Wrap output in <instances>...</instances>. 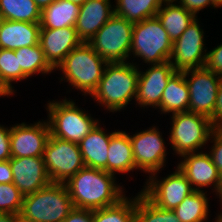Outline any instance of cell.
<instances>
[{
    "label": "cell",
    "mask_w": 222,
    "mask_h": 222,
    "mask_svg": "<svg viewBox=\"0 0 222 222\" xmlns=\"http://www.w3.org/2000/svg\"><path fill=\"white\" fill-rule=\"evenodd\" d=\"M114 182L113 174L84 167L64 184L74 208L95 210L115 205L124 198L120 186Z\"/></svg>",
    "instance_id": "cell-1"
},
{
    "label": "cell",
    "mask_w": 222,
    "mask_h": 222,
    "mask_svg": "<svg viewBox=\"0 0 222 222\" xmlns=\"http://www.w3.org/2000/svg\"><path fill=\"white\" fill-rule=\"evenodd\" d=\"M93 97L110 111H118L137 95L139 71L131 63L108 62ZM131 99V100H130Z\"/></svg>",
    "instance_id": "cell-2"
},
{
    "label": "cell",
    "mask_w": 222,
    "mask_h": 222,
    "mask_svg": "<svg viewBox=\"0 0 222 222\" xmlns=\"http://www.w3.org/2000/svg\"><path fill=\"white\" fill-rule=\"evenodd\" d=\"M74 205L64 183H51L23 197L20 217L30 222H63Z\"/></svg>",
    "instance_id": "cell-3"
},
{
    "label": "cell",
    "mask_w": 222,
    "mask_h": 222,
    "mask_svg": "<svg viewBox=\"0 0 222 222\" xmlns=\"http://www.w3.org/2000/svg\"><path fill=\"white\" fill-rule=\"evenodd\" d=\"M107 63L88 42H81L57 68L63 71L71 85L85 94L92 95L99 85Z\"/></svg>",
    "instance_id": "cell-4"
},
{
    "label": "cell",
    "mask_w": 222,
    "mask_h": 222,
    "mask_svg": "<svg viewBox=\"0 0 222 222\" xmlns=\"http://www.w3.org/2000/svg\"><path fill=\"white\" fill-rule=\"evenodd\" d=\"M172 44L157 17L134 23L130 51L142 57L146 63L154 65L169 61Z\"/></svg>",
    "instance_id": "cell-5"
},
{
    "label": "cell",
    "mask_w": 222,
    "mask_h": 222,
    "mask_svg": "<svg viewBox=\"0 0 222 222\" xmlns=\"http://www.w3.org/2000/svg\"><path fill=\"white\" fill-rule=\"evenodd\" d=\"M49 128L50 135L72 143L79 142L98 124L82 110L75 106L73 101L66 99L63 102H50Z\"/></svg>",
    "instance_id": "cell-6"
},
{
    "label": "cell",
    "mask_w": 222,
    "mask_h": 222,
    "mask_svg": "<svg viewBox=\"0 0 222 222\" xmlns=\"http://www.w3.org/2000/svg\"><path fill=\"white\" fill-rule=\"evenodd\" d=\"M133 25L114 14L88 43L107 62H126L131 53Z\"/></svg>",
    "instance_id": "cell-7"
},
{
    "label": "cell",
    "mask_w": 222,
    "mask_h": 222,
    "mask_svg": "<svg viewBox=\"0 0 222 222\" xmlns=\"http://www.w3.org/2000/svg\"><path fill=\"white\" fill-rule=\"evenodd\" d=\"M171 118V144L181 157L204 146L214 130L211 119L202 114L181 112L174 113Z\"/></svg>",
    "instance_id": "cell-8"
},
{
    "label": "cell",
    "mask_w": 222,
    "mask_h": 222,
    "mask_svg": "<svg viewBox=\"0 0 222 222\" xmlns=\"http://www.w3.org/2000/svg\"><path fill=\"white\" fill-rule=\"evenodd\" d=\"M43 159L52 183H65L85 167L78 144L51 135Z\"/></svg>",
    "instance_id": "cell-9"
},
{
    "label": "cell",
    "mask_w": 222,
    "mask_h": 222,
    "mask_svg": "<svg viewBox=\"0 0 222 222\" xmlns=\"http://www.w3.org/2000/svg\"><path fill=\"white\" fill-rule=\"evenodd\" d=\"M182 72L187 75L191 72V78L186 79L190 93L189 112L211 118L214 115L217 91L222 76L205 67L188 69Z\"/></svg>",
    "instance_id": "cell-10"
},
{
    "label": "cell",
    "mask_w": 222,
    "mask_h": 222,
    "mask_svg": "<svg viewBox=\"0 0 222 222\" xmlns=\"http://www.w3.org/2000/svg\"><path fill=\"white\" fill-rule=\"evenodd\" d=\"M203 30L200 29L195 19L172 44L170 63L176 71L202 68L206 61L203 55ZM174 59V61H171Z\"/></svg>",
    "instance_id": "cell-11"
},
{
    "label": "cell",
    "mask_w": 222,
    "mask_h": 222,
    "mask_svg": "<svg viewBox=\"0 0 222 222\" xmlns=\"http://www.w3.org/2000/svg\"><path fill=\"white\" fill-rule=\"evenodd\" d=\"M149 178L142 193L157 207L164 210H174L187 196L195 190L179 168L163 181ZM153 177V178H152Z\"/></svg>",
    "instance_id": "cell-12"
},
{
    "label": "cell",
    "mask_w": 222,
    "mask_h": 222,
    "mask_svg": "<svg viewBox=\"0 0 222 222\" xmlns=\"http://www.w3.org/2000/svg\"><path fill=\"white\" fill-rule=\"evenodd\" d=\"M129 137L136 168L155 176L166 158L165 143L160 132L153 127Z\"/></svg>",
    "instance_id": "cell-13"
},
{
    "label": "cell",
    "mask_w": 222,
    "mask_h": 222,
    "mask_svg": "<svg viewBox=\"0 0 222 222\" xmlns=\"http://www.w3.org/2000/svg\"><path fill=\"white\" fill-rule=\"evenodd\" d=\"M50 137L48 122L34 125L17 124L10 128L11 157H43Z\"/></svg>",
    "instance_id": "cell-14"
},
{
    "label": "cell",
    "mask_w": 222,
    "mask_h": 222,
    "mask_svg": "<svg viewBox=\"0 0 222 222\" xmlns=\"http://www.w3.org/2000/svg\"><path fill=\"white\" fill-rule=\"evenodd\" d=\"M13 184L23 196L30 195L51 184L43 157H14L10 159Z\"/></svg>",
    "instance_id": "cell-15"
},
{
    "label": "cell",
    "mask_w": 222,
    "mask_h": 222,
    "mask_svg": "<svg viewBox=\"0 0 222 222\" xmlns=\"http://www.w3.org/2000/svg\"><path fill=\"white\" fill-rule=\"evenodd\" d=\"M177 71L170 61L154 64L146 72H139L136 101L139 105L160 106V101L169 79Z\"/></svg>",
    "instance_id": "cell-16"
},
{
    "label": "cell",
    "mask_w": 222,
    "mask_h": 222,
    "mask_svg": "<svg viewBox=\"0 0 222 222\" xmlns=\"http://www.w3.org/2000/svg\"><path fill=\"white\" fill-rule=\"evenodd\" d=\"M82 41L75 26L61 29L41 28L39 44L46 60L55 69Z\"/></svg>",
    "instance_id": "cell-17"
},
{
    "label": "cell",
    "mask_w": 222,
    "mask_h": 222,
    "mask_svg": "<svg viewBox=\"0 0 222 222\" xmlns=\"http://www.w3.org/2000/svg\"><path fill=\"white\" fill-rule=\"evenodd\" d=\"M184 161L178 164L179 170L186 176L194 190L200 187L211 185L212 183L217 193L222 189V179L217 167L214 165L210 154L190 153L183 155ZM198 186V188L193 187Z\"/></svg>",
    "instance_id": "cell-18"
},
{
    "label": "cell",
    "mask_w": 222,
    "mask_h": 222,
    "mask_svg": "<svg viewBox=\"0 0 222 222\" xmlns=\"http://www.w3.org/2000/svg\"><path fill=\"white\" fill-rule=\"evenodd\" d=\"M110 0H87L80 6L75 24L78 38L88 42L97 31L115 14Z\"/></svg>",
    "instance_id": "cell-19"
},
{
    "label": "cell",
    "mask_w": 222,
    "mask_h": 222,
    "mask_svg": "<svg viewBox=\"0 0 222 222\" xmlns=\"http://www.w3.org/2000/svg\"><path fill=\"white\" fill-rule=\"evenodd\" d=\"M40 23L3 20L0 25V48L16 50L39 44Z\"/></svg>",
    "instance_id": "cell-20"
},
{
    "label": "cell",
    "mask_w": 222,
    "mask_h": 222,
    "mask_svg": "<svg viewBox=\"0 0 222 222\" xmlns=\"http://www.w3.org/2000/svg\"><path fill=\"white\" fill-rule=\"evenodd\" d=\"M97 124L78 144L85 167L107 172L108 147L111 133L106 134Z\"/></svg>",
    "instance_id": "cell-21"
},
{
    "label": "cell",
    "mask_w": 222,
    "mask_h": 222,
    "mask_svg": "<svg viewBox=\"0 0 222 222\" xmlns=\"http://www.w3.org/2000/svg\"><path fill=\"white\" fill-rule=\"evenodd\" d=\"M136 169L130 137L127 133L112 132L108 147L107 172L125 173Z\"/></svg>",
    "instance_id": "cell-22"
},
{
    "label": "cell",
    "mask_w": 222,
    "mask_h": 222,
    "mask_svg": "<svg viewBox=\"0 0 222 222\" xmlns=\"http://www.w3.org/2000/svg\"><path fill=\"white\" fill-rule=\"evenodd\" d=\"M187 74L177 71L168 81L164 89L159 108L163 113L189 112V87Z\"/></svg>",
    "instance_id": "cell-23"
},
{
    "label": "cell",
    "mask_w": 222,
    "mask_h": 222,
    "mask_svg": "<svg viewBox=\"0 0 222 222\" xmlns=\"http://www.w3.org/2000/svg\"><path fill=\"white\" fill-rule=\"evenodd\" d=\"M80 6L68 0H55L41 10V28L61 29L75 26Z\"/></svg>",
    "instance_id": "cell-24"
},
{
    "label": "cell",
    "mask_w": 222,
    "mask_h": 222,
    "mask_svg": "<svg viewBox=\"0 0 222 222\" xmlns=\"http://www.w3.org/2000/svg\"><path fill=\"white\" fill-rule=\"evenodd\" d=\"M175 0H165V8L161 6L156 17L168 33L172 42L177 40L196 16L186 11L181 5L172 4Z\"/></svg>",
    "instance_id": "cell-25"
},
{
    "label": "cell",
    "mask_w": 222,
    "mask_h": 222,
    "mask_svg": "<svg viewBox=\"0 0 222 222\" xmlns=\"http://www.w3.org/2000/svg\"><path fill=\"white\" fill-rule=\"evenodd\" d=\"M114 13L132 23L156 17L165 0H117Z\"/></svg>",
    "instance_id": "cell-26"
},
{
    "label": "cell",
    "mask_w": 222,
    "mask_h": 222,
    "mask_svg": "<svg viewBox=\"0 0 222 222\" xmlns=\"http://www.w3.org/2000/svg\"><path fill=\"white\" fill-rule=\"evenodd\" d=\"M181 222H203L208 216V200L202 190H195L174 210Z\"/></svg>",
    "instance_id": "cell-27"
},
{
    "label": "cell",
    "mask_w": 222,
    "mask_h": 222,
    "mask_svg": "<svg viewBox=\"0 0 222 222\" xmlns=\"http://www.w3.org/2000/svg\"><path fill=\"white\" fill-rule=\"evenodd\" d=\"M5 20L40 23L41 9L34 0H0Z\"/></svg>",
    "instance_id": "cell-28"
},
{
    "label": "cell",
    "mask_w": 222,
    "mask_h": 222,
    "mask_svg": "<svg viewBox=\"0 0 222 222\" xmlns=\"http://www.w3.org/2000/svg\"><path fill=\"white\" fill-rule=\"evenodd\" d=\"M15 56H18V68L27 77L37 72L48 73L54 70L46 60L40 44L16 49Z\"/></svg>",
    "instance_id": "cell-29"
},
{
    "label": "cell",
    "mask_w": 222,
    "mask_h": 222,
    "mask_svg": "<svg viewBox=\"0 0 222 222\" xmlns=\"http://www.w3.org/2000/svg\"><path fill=\"white\" fill-rule=\"evenodd\" d=\"M136 197L129 201L125 196L117 204L92 210L93 222H135Z\"/></svg>",
    "instance_id": "cell-30"
},
{
    "label": "cell",
    "mask_w": 222,
    "mask_h": 222,
    "mask_svg": "<svg viewBox=\"0 0 222 222\" xmlns=\"http://www.w3.org/2000/svg\"><path fill=\"white\" fill-rule=\"evenodd\" d=\"M135 222H181L173 210L153 204L142 192L136 196Z\"/></svg>",
    "instance_id": "cell-31"
},
{
    "label": "cell",
    "mask_w": 222,
    "mask_h": 222,
    "mask_svg": "<svg viewBox=\"0 0 222 222\" xmlns=\"http://www.w3.org/2000/svg\"><path fill=\"white\" fill-rule=\"evenodd\" d=\"M0 75L10 87L12 81L27 78L21 68H18V56H15V50L0 48Z\"/></svg>",
    "instance_id": "cell-32"
},
{
    "label": "cell",
    "mask_w": 222,
    "mask_h": 222,
    "mask_svg": "<svg viewBox=\"0 0 222 222\" xmlns=\"http://www.w3.org/2000/svg\"><path fill=\"white\" fill-rule=\"evenodd\" d=\"M23 197L13 183L0 184V214H20Z\"/></svg>",
    "instance_id": "cell-33"
},
{
    "label": "cell",
    "mask_w": 222,
    "mask_h": 222,
    "mask_svg": "<svg viewBox=\"0 0 222 222\" xmlns=\"http://www.w3.org/2000/svg\"><path fill=\"white\" fill-rule=\"evenodd\" d=\"M210 138H214L212 139L214 141V145L210 151V156L222 179V128H214Z\"/></svg>",
    "instance_id": "cell-34"
},
{
    "label": "cell",
    "mask_w": 222,
    "mask_h": 222,
    "mask_svg": "<svg viewBox=\"0 0 222 222\" xmlns=\"http://www.w3.org/2000/svg\"><path fill=\"white\" fill-rule=\"evenodd\" d=\"M204 67L215 74L222 76V44L206 53Z\"/></svg>",
    "instance_id": "cell-35"
},
{
    "label": "cell",
    "mask_w": 222,
    "mask_h": 222,
    "mask_svg": "<svg viewBox=\"0 0 222 222\" xmlns=\"http://www.w3.org/2000/svg\"><path fill=\"white\" fill-rule=\"evenodd\" d=\"M11 158L10 129L0 126V161Z\"/></svg>",
    "instance_id": "cell-36"
},
{
    "label": "cell",
    "mask_w": 222,
    "mask_h": 222,
    "mask_svg": "<svg viewBox=\"0 0 222 222\" xmlns=\"http://www.w3.org/2000/svg\"><path fill=\"white\" fill-rule=\"evenodd\" d=\"M63 222H93L92 210L74 208Z\"/></svg>",
    "instance_id": "cell-37"
},
{
    "label": "cell",
    "mask_w": 222,
    "mask_h": 222,
    "mask_svg": "<svg viewBox=\"0 0 222 222\" xmlns=\"http://www.w3.org/2000/svg\"><path fill=\"white\" fill-rule=\"evenodd\" d=\"M210 119L214 128H222V79L217 91L214 115Z\"/></svg>",
    "instance_id": "cell-38"
},
{
    "label": "cell",
    "mask_w": 222,
    "mask_h": 222,
    "mask_svg": "<svg viewBox=\"0 0 222 222\" xmlns=\"http://www.w3.org/2000/svg\"><path fill=\"white\" fill-rule=\"evenodd\" d=\"M179 2L186 11L192 12L195 16L201 9L211 5V0H180Z\"/></svg>",
    "instance_id": "cell-39"
},
{
    "label": "cell",
    "mask_w": 222,
    "mask_h": 222,
    "mask_svg": "<svg viewBox=\"0 0 222 222\" xmlns=\"http://www.w3.org/2000/svg\"><path fill=\"white\" fill-rule=\"evenodd\" d=\"M13 183L10 160L0 161V184Z\"/></svg>",
    "instance_id": "cell-40"
},
{
    "label": "cell",
    "mask_w": 222,
    "mask_h": 222,
    "mask_svg": "<svg viewBox=\"0 0 222 222\" xmlns=\"http://www.w3.org/2000/svg\"><path fill=\"white\" fill-rule=\"evenodd\" d=\"M12 87L9 86V84L3 79V77L0 75V96H7L10 94H13Z\"/></svg>",
    "instance_id": "cell-41"
},
{
    "label": "cell",
    "mask_w": 222,
    "mask_h": 222,
    "mask_svg": "<svg viewBox=\"0 0 222 222\" xmlns=\"http://www.w3.org/2000/svg\"><path fill=\"white\" fill-rule=\"evenodd\" d=\"M19 217V214L3 213L0 214V222H16Z\"/></svg>",
    "instance_id": "cell-42"
},
{
    "label": "cell",
    "mask_w": 222,
    "mask_h": 222,
    "mask_svg": "<svg viewBox=\"0 0 222 222\" xmlns=\"http://www.w3.org/2000/svg\"><path fill=\"white\" fill-rule=\"evenodd\" d=\"M37 6L42 10L43 8L48 7L55 0H34Z\"/></svg>",
    "instance_id": "cell-43"
},
{
    "label": "cell",
    "mask_w": 222,
    "mask_h": 222,
    "mask_svg": "<svg viewBox=\"0 0 222 222\" xmlns=\"http://www.w3.org/2000/svg\"><path fill=\"white\" fill-rule=\"evenodd\" d=\"M211 5H213V7H221L222 6V0H211Z\"/></svg>",
    "instance_id": "cell-44"
},
{
    "label": "cell",
    "mask_w": 222,
    "mask_h": 222,
    "mask_svg": "<svg viewBox=\"0 0 222 222\" xmlns=\"http://www.w3.org/2000/svg\"><path fill=\"white\" fill-rule=\"evenodd\" d=\"M70 2H73L79 6L83 5L87 0H68Z\"/></svg>",
    "instance_id": "cell-45"
},
{
    "label": "cell",
    "mask_w": 222,
    "mask_h": 222,
    "mask_svg": "<svg viewBox=\"0 0 222 222\" xmlns=\"http://www.w3.org/2000/svg\"><path fill=\"white\" fill-rule=\"evenodd\" d=\"M16 222H30V221L24 220L21 217H19Z\"/></svg>",
    "instance_id": "cell-46"
},
{
    "label": "cell",
    "mask_w": 222,
    "mask_h": 222,
    "mask_svg": "<svg viewBox=\"0 0 222 222\" xmlns=\"http://www.w3.org/2000/svg\"><path fill=\"white\" fill-rule=\"evenodd\" d=\"M3 20H4V18H3V16H2V12H1V9H0V25H1V23L3 22Z\"/></svg>",
    "instance_id": "cell-47"
},
{
    "label": "cell",
    "mask_w": 222,
    "mask_h": 222,
    "mask_svg": "<svg viewBox=\"0 0 222 222\" xmlns=\"http://www.w3.org/2000/svg\"><path fill=\"white\" fill-rule=\"evenodd\" d=\"M219 197H221V200H222V189H221V191H220V193H219ZM221 202H222V201H221ZM219 216H222V213H221Z\"/></svg>",
    "instance_id": "cell-48"
},
{
    "label": "cell",
    "mask_w": 222,
    "mask_h": 222,
    "mask_svg": "<svg viewBox=\"0 0 222 222\" xmlns=\"http://www.w3.org/2000/svg\"><path fill=\"white\" fill-rule=\"evenodd\" d=\"M217 222H222V216H218Z\"/></svg>",
    "instance_id": "cell-49"
}]
</instances>
